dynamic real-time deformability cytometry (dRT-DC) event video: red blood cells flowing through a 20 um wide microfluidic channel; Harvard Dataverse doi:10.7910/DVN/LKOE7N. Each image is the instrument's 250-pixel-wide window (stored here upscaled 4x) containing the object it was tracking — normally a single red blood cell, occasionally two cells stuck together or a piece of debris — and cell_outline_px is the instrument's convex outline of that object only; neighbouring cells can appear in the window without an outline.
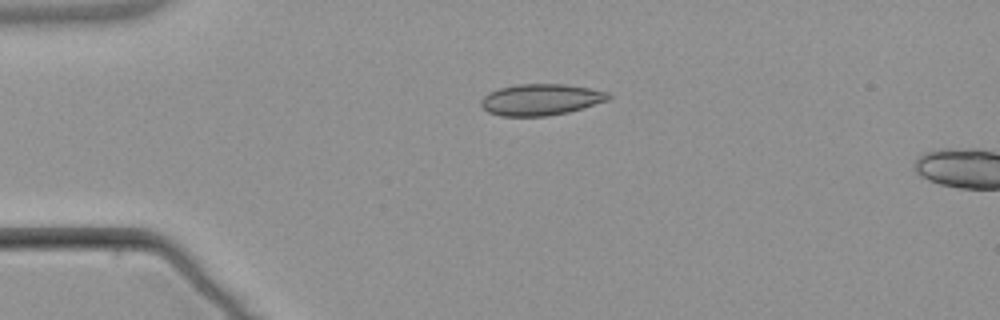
{"species": "common noctule bat (a hibernating species)", "species_latin": "Nyctalus noctula", "temperature_condition": "warm", "stored_images_in_passage": 2, "camera_frame_rate_fps": 3000, "um_per_image_px": 0.085, "animal": {"sex": "male", "body_mass_g": 21.5, "forearm_length_mm": 52.0}, "frame": {"image": 1, "passage_image": 1, "time_ms": 0.0, "image_size_px": [1000, 320], "cell_outline_px": [[612, 96], [608, 100], [568, 112], [548, 116], [500, 116], [488, 112], [480, 104], [480, 100], [488, 92], [500, 88], [516, 84], [564, 84], [588, 88], [608, 92]], "centroid_in_image_um": [45.94, 8.47], "position_along_channel_um": 39.1, "area_um2": 23.24}}